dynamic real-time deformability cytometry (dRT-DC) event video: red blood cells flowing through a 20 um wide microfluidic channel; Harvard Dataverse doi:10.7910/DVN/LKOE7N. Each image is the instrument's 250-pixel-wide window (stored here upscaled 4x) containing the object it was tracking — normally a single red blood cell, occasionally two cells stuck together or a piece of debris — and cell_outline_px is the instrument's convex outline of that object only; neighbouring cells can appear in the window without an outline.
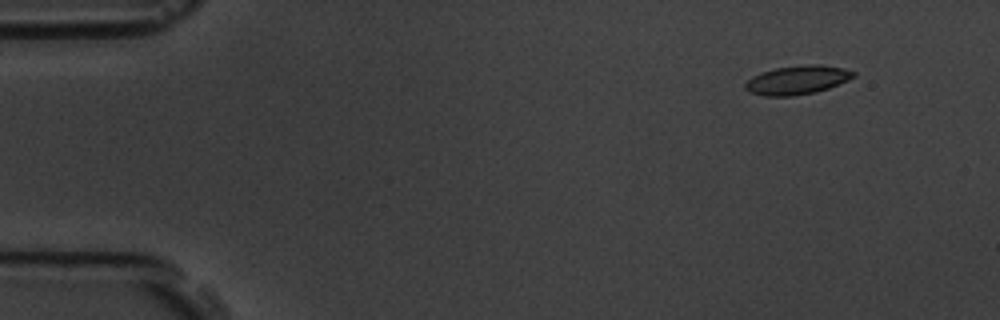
{"species": "common noctule bat (a hibernating species)", "species_latin": "Nyctalus noctula", "temperature_condition": "room temperature", "stored_images_in_passage": 10, "camera_frame_rate_fps": 3000, "um_per_image_px": 0.085, "animal": {"sex": "male", "body_mass_g": 19.5, "forearm_length_mm": 54.6}, "frame": {"image": 1, "passage_image": 2, "time_ms": 0.333, "image_size_px": [1000, 320], "cell_outline_px": [[856, 76], [848, 80], [828, 88], [816, 92], [792, 96], [764, 96], [748, 92], [744, 88], [744, 84], [752, 76], [760, 72], [776, 68], [808, 64], [820, 64], [844, 68], [856, 72]], "centroid_in_image_um": [67.76, 6.8], "position_along_channel_um": 17.2, "area_um2": 18.32}}
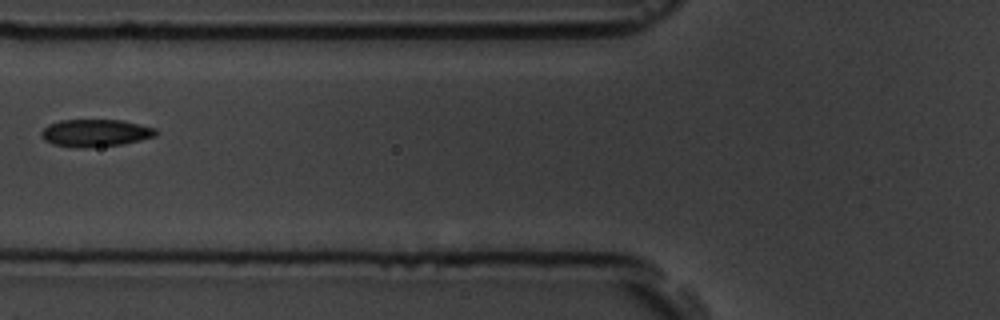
{"frame": {"image": 2, "passage_image": 7, "time_ms": 2.0, "image_size_px": [1000, 320], "cell_outline_px": [[156, 136], [124, 144], [88, 148], [76, 148], [52, 144], [44, 140], [40, 136], [40, 132], [48, 124], [60, 120], [120, 120], [140, 124], [156, 128]], "centroid_in_image_um": [8.08, 11.31], "position_along_channel_um": 117.7, "area_um2": 18.5}}
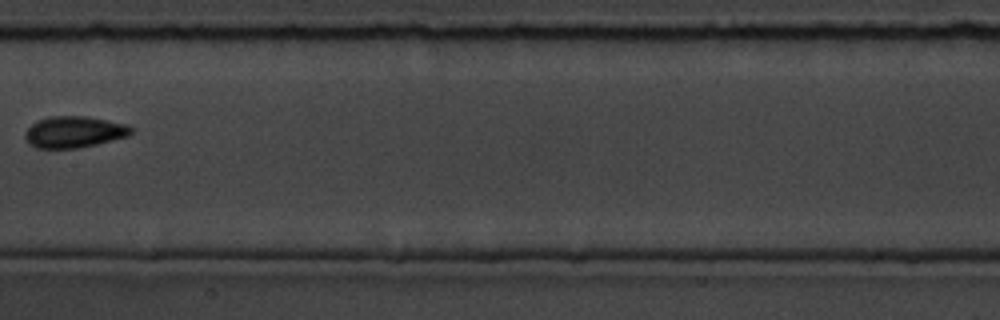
{"frame": {"image": 3, "passage_image": 9, "time_ms": 2.667, "image_size_px": [1000, 320], "cell_outline_px": [[132, 132], [128, 136], [80, 148], [36, 148], [28, 144], [24, 136], [24, 132], [36, 120], [48, 116], [84, 116], [124, 124], [132, 128]], "centroid_in_image_um": [6.23, 11.22], "position_along_channel_um": 201.2, "area_um2": 19.36}}